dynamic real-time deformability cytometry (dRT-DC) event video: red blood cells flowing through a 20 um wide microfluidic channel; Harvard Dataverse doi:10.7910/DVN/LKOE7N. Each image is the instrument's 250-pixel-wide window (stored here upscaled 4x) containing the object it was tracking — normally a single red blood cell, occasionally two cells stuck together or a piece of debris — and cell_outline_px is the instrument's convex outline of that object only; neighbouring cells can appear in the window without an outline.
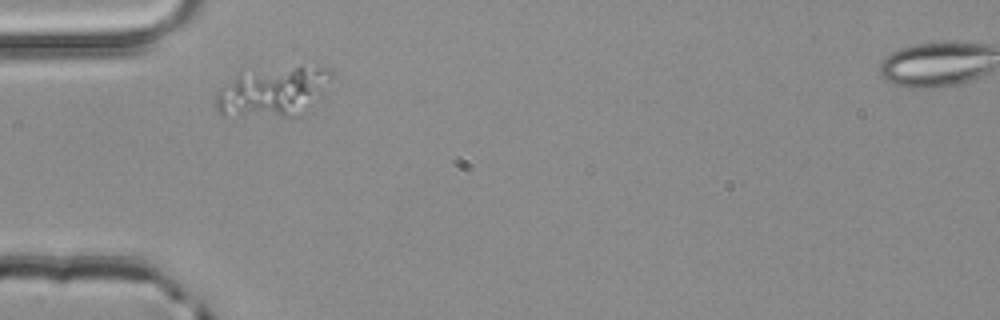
{"species": "common noctule bat (a hibernating species)", "species_latin": "Nyctalus noctula", "temperature_condition": "room temperature", "stored_images_in_passage": 2, "segment_of_instrument_passage": [1, 2], "camera_frame_rate_fps": 3000, "um_per_image_px": 0.085, "animal": {"sex": "male", "body_mass_g": 20.4}, "frame": {"image": 1, "passage_image": 1, "time_ms": 0.0, "image_size_px": [1000, 320], "cell_outline_px": [[332, 76], [324, 96], [284, 116], [224, 116], [216, 108], [216, 92], [220, 88], [240, 72], [296, 68], [332, 68]], "centroid_in_image_um": [23.13, 7.78], "position_along_channel_um": 61.9, "area_um2": 32.19}}